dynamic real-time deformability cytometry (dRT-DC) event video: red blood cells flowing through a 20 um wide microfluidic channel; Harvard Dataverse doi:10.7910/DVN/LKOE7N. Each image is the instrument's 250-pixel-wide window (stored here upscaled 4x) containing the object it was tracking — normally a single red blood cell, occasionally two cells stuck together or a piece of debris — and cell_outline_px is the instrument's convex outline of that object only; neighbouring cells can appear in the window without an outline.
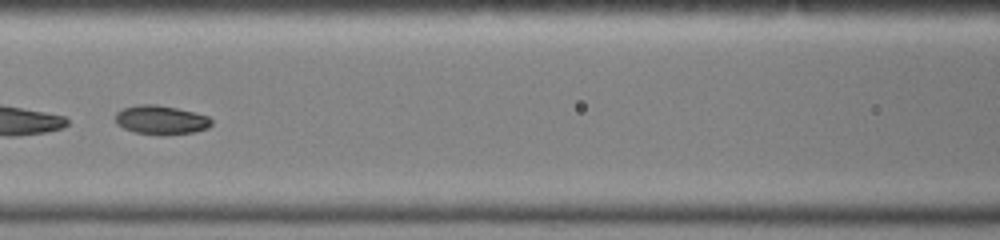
{"species": "common noctule bat (a hibernating species)", "species_latin": "Nyctalus noctula", "temperature_condition": "warm", "stored_images_in_passage": 23, "camera_frame_rate_fps": 3000, "um_per_image_px": 0.085, "animal": {"sex": "female", "body_mass_g": 19.0, "forearm_length_mm": 51.5}, "frame": {"image": 1, "passage_image": 7, "time_ms": 2.0, "image_size_px": [1000, 240], "cell_outline_px": [[212, 124], [208, 128], [192, 132], [136, 132], [124, 128], [116, 124], [116, 112], [124, 108], [136, 104], [156, 104], [176, 108], [208, 116], [212, 120]], "centroid_in_image_um": [13.66, 10.14], "position_along_channel_um": 152.9, "area_um2": 15.43}}
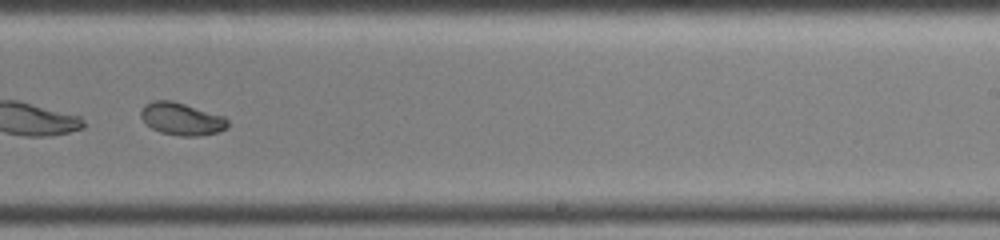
{"frame": {"image": 2, "passage_image": 14, "time_ms": 4.333, "image_size_px": [1000, 240], "cell_outline_px": [[228, 128], [216, 132], [200, 136], [180, 136], [160, 132], [152, 128], [140, 116], [140, 112], [144, 104], [152, 100], [172, 100], [224, 116], [228, 120]], "centroid_in_image_um": [15.43, 10.1], "position_along_channel_um": 273.6, "area_um2": 16.42}}